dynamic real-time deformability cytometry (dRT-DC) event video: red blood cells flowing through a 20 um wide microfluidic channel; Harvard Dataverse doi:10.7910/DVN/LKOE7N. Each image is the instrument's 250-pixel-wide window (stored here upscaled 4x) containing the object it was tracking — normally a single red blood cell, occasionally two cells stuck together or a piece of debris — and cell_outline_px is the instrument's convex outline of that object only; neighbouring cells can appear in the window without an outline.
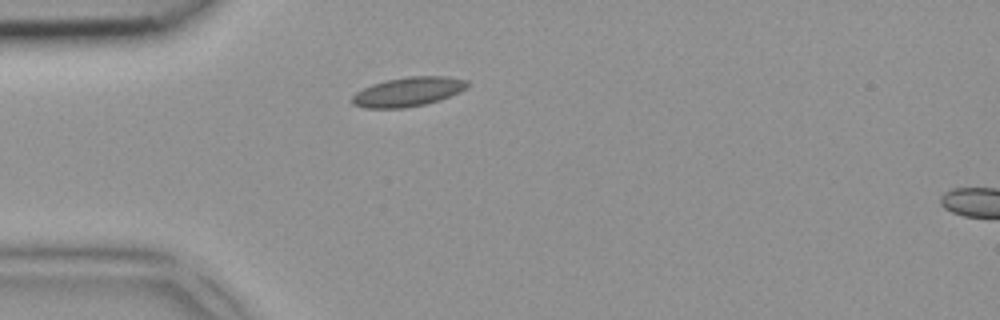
{"species": "common noctule bat (a hibernating species)", "species_latin": "Nyctalus noctula", "temperature_condition": "room temperature", "stored_images_in_passage": 2, "segment_of_instrument_passage": [1, 2], "camera_frame_rate_fps": 3000, "um_per_image_px": 0.085, "animal": {"sex": "female", "body_mass_g": 18.4}, "frame": {"image": 1, "passage_image": 1, "time_ms": 0.0, "image_size_px": [1000, 320], "cell_outline_px": [[468, 88], [460, 92], [440, 100], [424, 104], [404, 108], [364, 108], [352, 104], [352, 96], [356, 92], [372, 84], [388, 80], [408, 76], [448, 76], [468, 80]], "centroid_in_image_um": [34.72, 7.8], "position_along_channel_um": 50.3, "area_um2": 19.71}}